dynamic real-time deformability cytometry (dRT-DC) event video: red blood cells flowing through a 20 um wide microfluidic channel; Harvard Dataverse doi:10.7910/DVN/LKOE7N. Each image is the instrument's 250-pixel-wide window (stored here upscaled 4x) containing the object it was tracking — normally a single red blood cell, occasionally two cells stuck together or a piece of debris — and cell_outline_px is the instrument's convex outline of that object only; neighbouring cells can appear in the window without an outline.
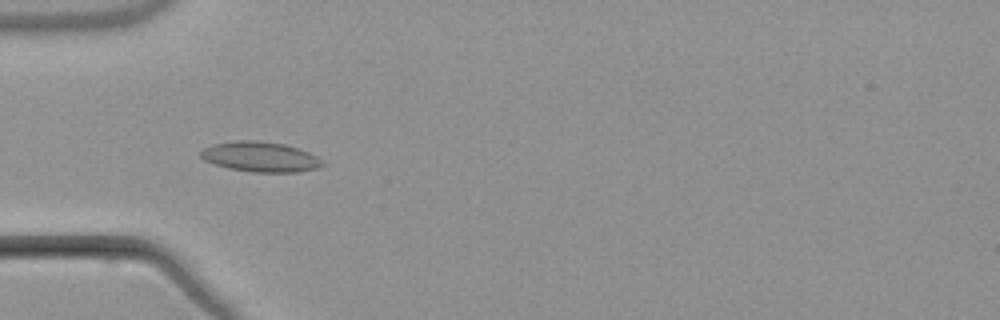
{"species": "common noctule bat (a hibernating species)", "species_latin": "Nyctalus noctula", "temperature_condition": "warm", "stored_images_in_passage": 7, "camera_frame_rate_fps": 3000, "um_per_image_px": 0.085, "animal": {"sex": "male", "body_mass_g": 21.5, "forearm_length_mm": 52.0}, "frame": {"image": 1, "passage_image": 4, "time_ms": 3.667, "image_size_px": [1000, 320], "cell_outline_px": [[324, 164], [320, 168], [296, 172], [252, 172], [228, 168], [204, 160], [200, 156], [200, 152], [204, 148], [212, 144], [236, 140], [256, 140], [284, 144], [308, 152], [316, 156]], "centroid_in_image_um": [22.11, 13.33], "position_along_channel_um": 62.9, "area_um2": 21.27}}
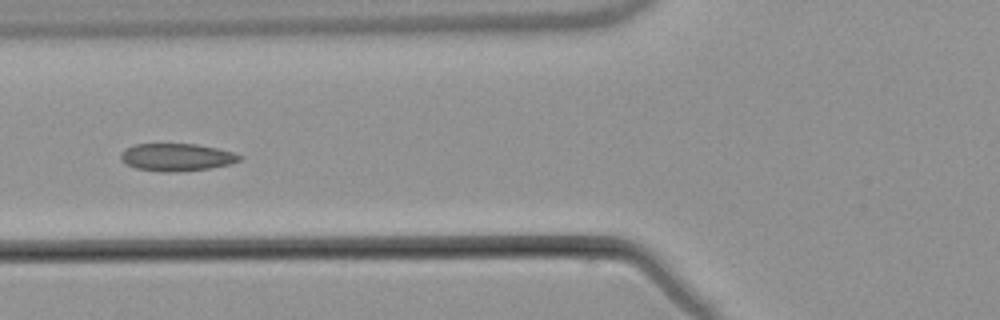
{"frame": {"image": 2, "passage_image": 5, "time_ms": 5.0, "image_size_px": [1000, 320], "cell_outline_px": [[244, 156], [240, 160], [228, 164], [208, 168], [176, 172], [160, 172], [136, 168], [120, 160], [120, 156], [132, 144], [196, 144], [216, 148], [232, 152]], "centroid_in_image_um": [15.01, 13.36], "position_along_channel_um": 110.8, "area_um2": 18.84}}
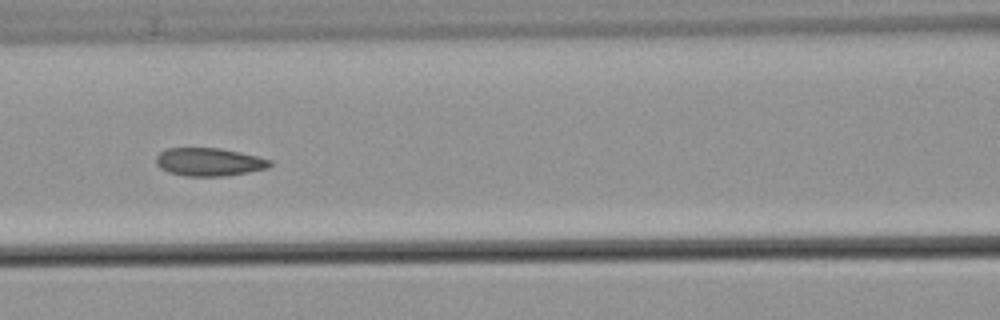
{"frame": {"image": 3, "passage_image": 6, "time_ms": 6.0, "image_size_px": [1000, 320], "cell_outline_px": [[272, 164], [268, 168], [248, 172], [224, 176], [184, 176], [168, 172], [160, 168], [156, 164], [156, 156], [160, 152], [168, 148], [220, 148], [256, 156], [272, 160]], "centroid_in_image_um": [17.76, 13.77], "position_along_channel_um": 148.8, "area_um2": 18.61}}